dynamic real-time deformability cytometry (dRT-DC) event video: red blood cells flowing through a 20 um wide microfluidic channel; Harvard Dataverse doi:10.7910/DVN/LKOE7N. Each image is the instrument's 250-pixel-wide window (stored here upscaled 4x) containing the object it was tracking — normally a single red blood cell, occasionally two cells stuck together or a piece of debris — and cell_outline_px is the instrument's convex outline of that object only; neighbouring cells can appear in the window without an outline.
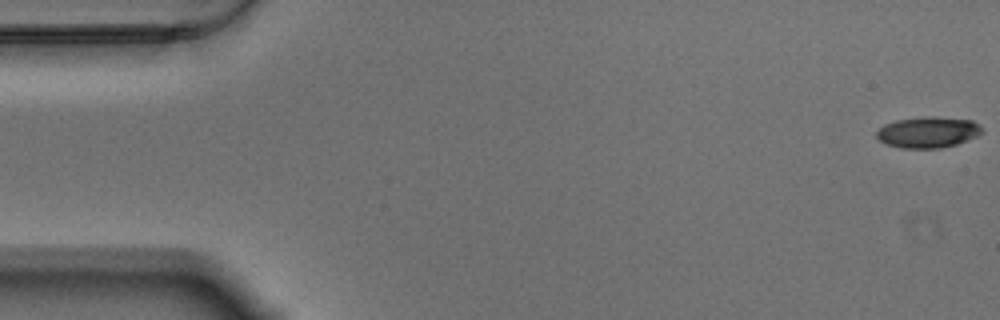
{"species": "Egyptian fruit bat (a non-hibernating species)", "species_latin": "Rousettus aegyptiacus", "temperature_condition": "warm", "stored_images_in_passage": 58, "camera_frame_rate_fps": 3000, "um_per_image_px": 0.085, "animal": {"sex": "male"}, "frame": {"image": 1, "passage_image": 1, "time_ms": 0.0, "image_size_px": [1000, 320], "cell_outline_px": [[984, 132], [976, 136], [956, 144], [940, 148], [900, 148], [888, 144], [880, 140], [876, 136], [876, 132], [884, 124], [896, 120], [924, 116], [936, 116], [972, 120], [980, 124], [984, 128]], "centroid_in_image_um": [78.91, 11.22], "position_along_channel_um": 6.1, "area_um2": 19.19}}
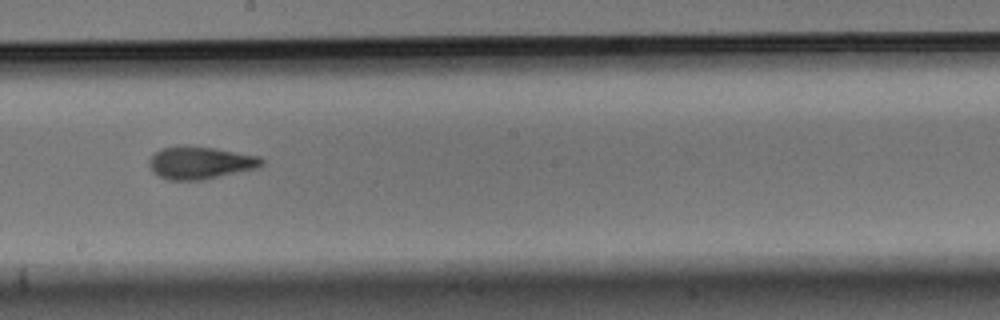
{"frame": {"image": 2, "passage_image": 32, "time_ms": 10.333, "image_size_px": [1000, 320], "cell_outline_px": [[264, 164], [256, 168], [204, 180], [168, 180], [152, 172], [148, 164], [148, 160], [160, 148], [176, 144], [188, 144], [216, 148], [260, 156], [264, 160]], "centroid_in_image_um": [16.99, 13.8], "position_along_channel_um": 231.2, "area_um2": 21.85}}
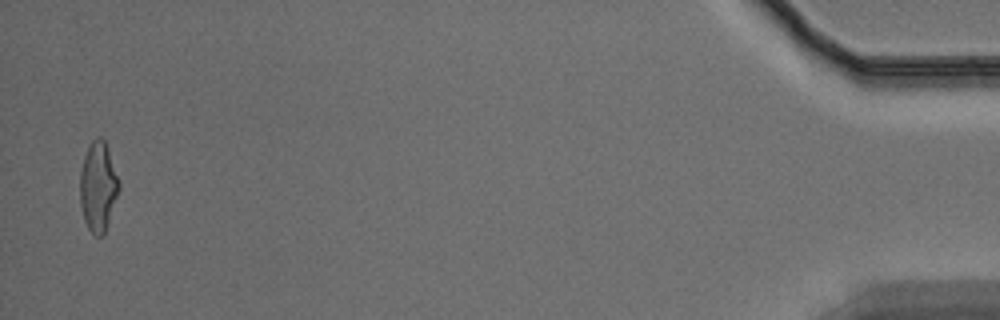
{"frame": {"image": 3, "passage_image": 57, "time_ms": 18.667, "image_size_px": [1000, 320], "cell_outline_px": [[120, 188], [104, 236], [96, 236], [88, 228], [84, 220], [80, 204], [80, 172], [84, 156], [92, 140], [96, 136], [100, 136], [104, 140], [108, 148], [120, 180]], "centroid_in_image_um": [8.35, 15.86], "position_along_channel_um": 426.8, "area_um2": 20.58}, "authors_computed_cell_mechanics": {"area_um2": 20.6057, "velocity_mm_per_s": 3.4788, "shape_relaxation_time_tau1_ms": 5.0662, "shape_relaxation_time_tau2_ms": 1.6422, "deformation_change_tau1": 0.1984, "deformation_change_tau2": 0.0986}}